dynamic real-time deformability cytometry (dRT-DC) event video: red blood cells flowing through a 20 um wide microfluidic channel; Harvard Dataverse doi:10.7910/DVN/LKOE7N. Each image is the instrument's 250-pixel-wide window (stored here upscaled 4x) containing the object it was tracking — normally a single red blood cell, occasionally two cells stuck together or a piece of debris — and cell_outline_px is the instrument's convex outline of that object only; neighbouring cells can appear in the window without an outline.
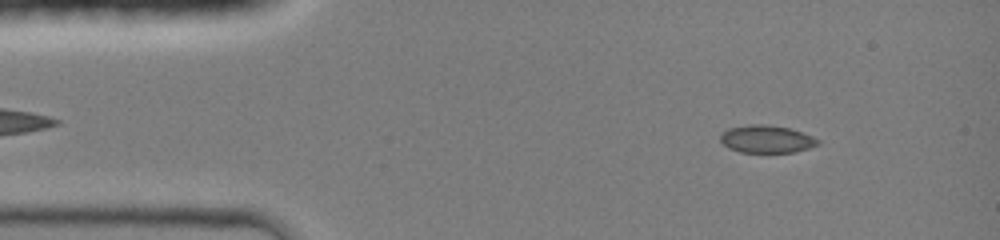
{"species": "common noctule bat (a hibernating species)", "species_latin": "Nyctalus noctula", "temperature_condition": "room temperature", "stored_images_in_passage": 43, "camera_frame_rate_fps": 3000, "um_per_image_px": 0.085, "animal": {"sex": "female", "body_mass_g": 19.0, "forearm_length_mm": 51.5}, "frame": {"image": 1, "passage_image": 4, "time_ms": 1.0, "image_size_px": [1000, 240], "cell_outline_px": [[820, 144], [808, 148], [792, 152], [740, 152], [728, 148], [720, 140], [720, 132], [728, 128], [748, 124], [768, 124], [788, 128], [812, 136], [820, 140]], "centroid_in_image_um": [65.12, 11.81], "position_along_channel_um": 19.9, "area_um2": 15.72}}
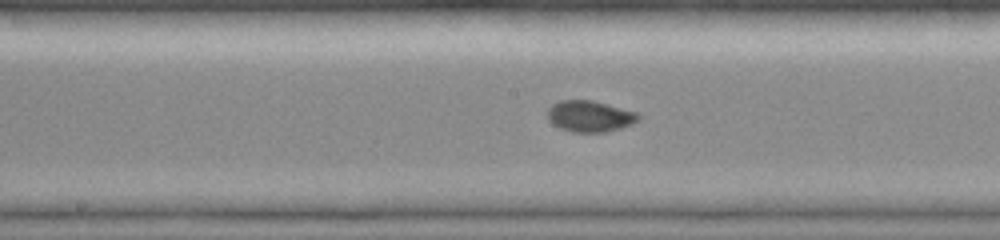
{"frame": {"image": 2, "passage_image": 21, "time_ms": 6.667, "image_size_px": [1000, 240], "cell_outline_px": [[640, 120], [632, 124], [620, 128], [604, 132], [572, 132], [560, 128], [552, 124], [548, 120], [548, 108], [552, 104], [560, 100], [592, 100], [636, 112], [640, 116]], "centroid_in_image_um": [50.12, 9.88], "position_along_channel_um": 198.1, "area_um2": 16.53}}
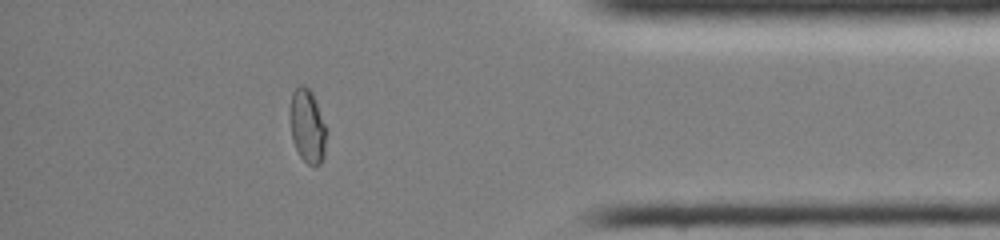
{"frame": {"image": 3, "passage_image": 37, "time_ms": 12.0, "image_size_px": [1000, 240], "cell_outline_px": [[328, 132], [324, 160], [320, 164], [308, 164], [300, 156], [292, 140], [288, 112], [292, 92], [300, 84], [304, 84], [312, 92], [328, 128]], "centroid_in_image_um": [26.14, 10.7], "position_along_channel_um": 409.1, "area_um2": 16.3}, "authors_computed_cell_mechanics": {"area_um2": 16.0106, "velocity_mm_per_s": 4.323, "shape_relaxation_time_tau1_ms": 7.0657, "shape_relaxation_time_tau2_ms": null, "deformation_change_tau1": 0.2215, "deformation_change_tau2": null}}